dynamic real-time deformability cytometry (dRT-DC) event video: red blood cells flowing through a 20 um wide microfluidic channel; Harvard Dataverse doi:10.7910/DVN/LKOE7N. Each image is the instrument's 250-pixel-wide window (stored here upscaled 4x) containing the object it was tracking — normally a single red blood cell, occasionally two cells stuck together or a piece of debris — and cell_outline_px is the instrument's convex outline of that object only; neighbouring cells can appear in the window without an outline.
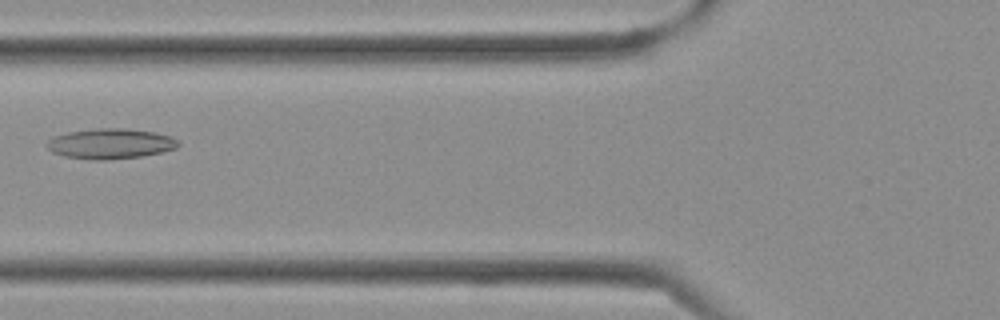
{"species": "Egyptian fruit bat (a non-hibernating species)", "species_latin": "Rousettus aegyptiacus", "temperature_condition": "cold", "stored_images_in_passage": 37, "camera_frame_rate_fps": 3000, "um_per_image_px": 0.085, "frame": {"image": 1, "passage_image": 14, "time_ms": 4.333, "image_size_px": [1000, 320], "cell_outline_px": [[180, 144], [176, 148], [160, 152], [140, 156], [108, 160], [92, 160], [64, 156], [52, 152], [44, 144], [52, 136], [68, 132], [96, 128], [124, 128], [152, 132], [172, 136]], "centroid_in_image_um": [9.33, 12.21], "position_along_channel_um": 116.5, "area_um2": 23.18}}
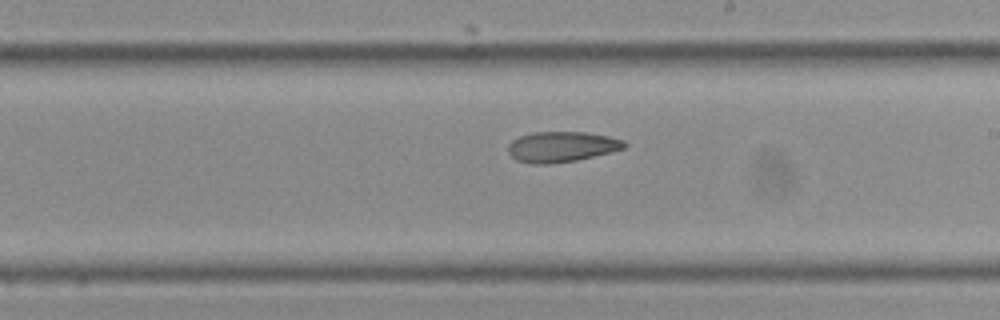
{"frame": {"image": 2, "passage_image": 21, "time_ms": 6.667, "image_size_px": [1000, 320], "cell_outline_px": [[628, 144], [624, 148], [576, 160], [552, 164], [532, 164], [516, 160], [508, 152], [508, 144], [512, 140], [520, 136], [532, 132], [584, 132], [608, 136], [624, 140]], "centroid_in_image_um": [47.7, 12.47], "position_along_channel_um": 241.3, "area_um2": 20.58}}
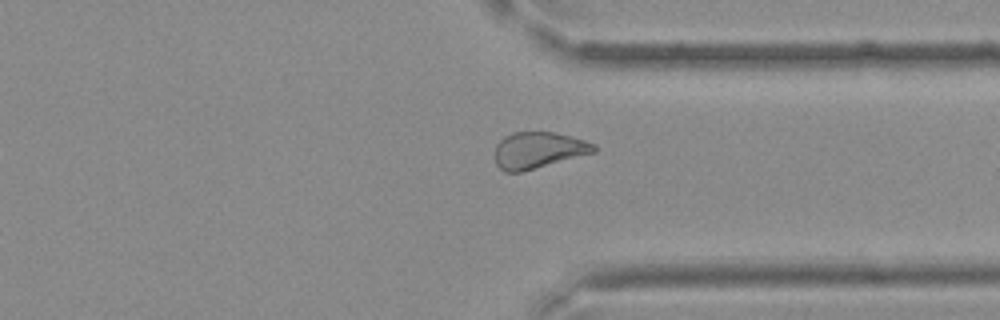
{"frame": {"image": 3, "passage_image": 28, "time_ms": 9.0, "image_size_px": [1000, 320], "cell_outline_px": [[596, 152], [520, 172], [504, 172], [496, 164], [496, 144], [504, 136], [512, 132], [556, 132], [584, 140], [596, 144]], "centroid_in_image_um": [45.76, 12.75], "position_along_channel_um": 365.6, "area_um2": 20.92}}